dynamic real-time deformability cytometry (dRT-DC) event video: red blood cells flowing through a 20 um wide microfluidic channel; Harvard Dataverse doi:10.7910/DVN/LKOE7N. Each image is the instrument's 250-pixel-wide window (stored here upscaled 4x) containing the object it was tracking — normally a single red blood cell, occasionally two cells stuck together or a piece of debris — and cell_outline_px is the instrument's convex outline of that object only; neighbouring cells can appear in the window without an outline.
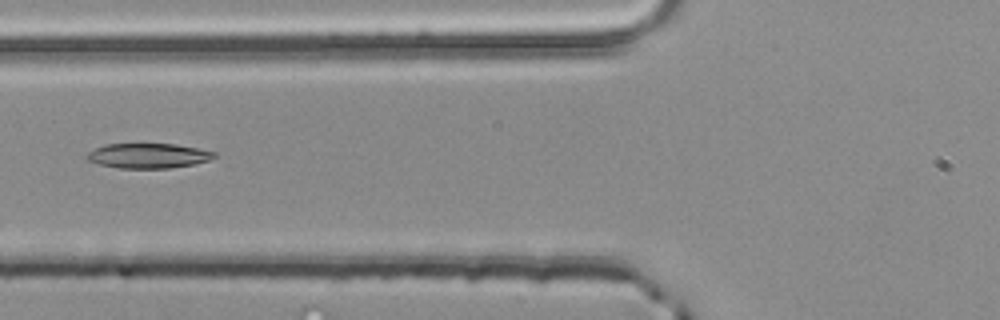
{"species": "common noctule bat (a hibernating species)", "species_latin": "Nyctalus noctula", "temperature_condition": "room temperature", "stored_images_in_passage": 34, "camera_frame_rate_fps": 3000, "um_per_image_px": 0.085, "animal": {"sex": "male", "body_mass_g": 20.4}, "frame": {"image": 1, "passage_image": 7, "time_ms": 2.0, "image_size_px": [1000, 320], "cell_outline_px": [[216, 156], [208, 160], [192, 164], [172, 168], [120, 168], [100, 164], [88, 160], [84, 156], [88, 152], [104, 144], [176, 144], [216, 152]], "centroid_in_image_um": [12.58, 13.23], "position_along_channel_um": 113.2, "area_um2": 18.32}}
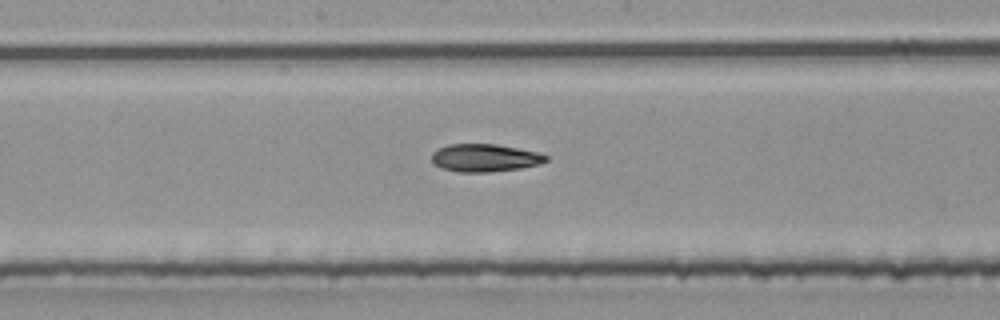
{"frame": {"image": 2, "passage_image": 14, "time_ms": 4.333, "image_size_px": [1000, 320], "cell_outline_px": [[548, 160], [540, 164], [520, 168], [488, 172], [460, 172], [440, 168], [432, 164], [432, 152], [448, 144], [496, 144], [536, 152], [548, 156]], "centroid_in_image_um": [41.17, 13.42], "position_along_channel_um": 207.0, "area_um2": 18.44}}
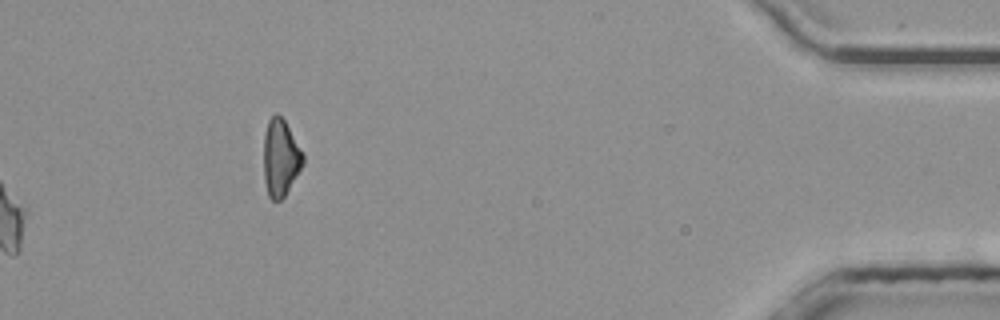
{"frame": {"image": 3, "passage_image": 34, "time_ms": 11.0, "image_size_px": [1000, 320], "cell_outline_px": [[304, 164], [284, 196], [280, 200], [272, 200], [268, 196], [264, 180], [264, 132], [268, 120], [276, 112], [284, 120], [304, 156]], "centroid_in_image_um": [23.83, 13.42], "position_along_channel_um": 411.4, "area_um2": 17.46}, "authors_computed_cell_mechanics": {"area_um2": 18.7272, "velocity_mm_per_s": 4.0076, "shape_relaxation_time_tau1_ms": null, "shape_relaxation_time_tau2_ms": 6.9904, "deformation_change_tau1": null, "deformation_change_tau2": 0.1664}}